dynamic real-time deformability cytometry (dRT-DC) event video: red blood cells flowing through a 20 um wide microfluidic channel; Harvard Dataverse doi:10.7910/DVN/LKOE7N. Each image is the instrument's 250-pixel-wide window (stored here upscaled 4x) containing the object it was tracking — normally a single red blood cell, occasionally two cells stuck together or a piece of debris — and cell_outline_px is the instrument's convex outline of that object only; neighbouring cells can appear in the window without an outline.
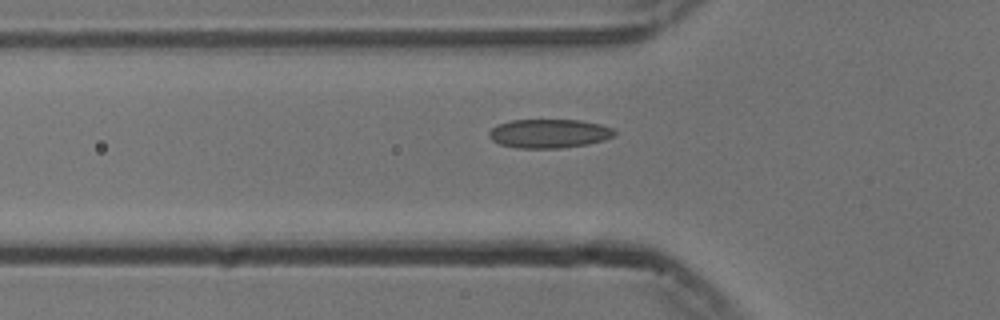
{"species": "common noctule bat (a hibernating species)", "species_latin": "Nyctalus noctula", "temperature_condition": "cold", "stored_images_in_passage": 39, "camera_frame_rate_fps": 3000, "um_per_image_px": 0.085, "animal": {"sex": "male", "body_mass_g": 13.3}, "frame": {"image": 1, "passage_image": 9, "time_ms": 2.667, "image_size_px": [1000, 320], "cell_outline_px": [[616, 136], [604, 140], [588, 144], [560, 148], [516, 148], [500, 144], [492, 140], [488, 136], [488, 132], [496, 124], [512, 120], [580, 120], [600, 124], [612, 128], [616, 132]], "centroid_in_image_um": [46.67, 11.35], "position_along_channel_um": 79.1, "area_um2": 21.27}}
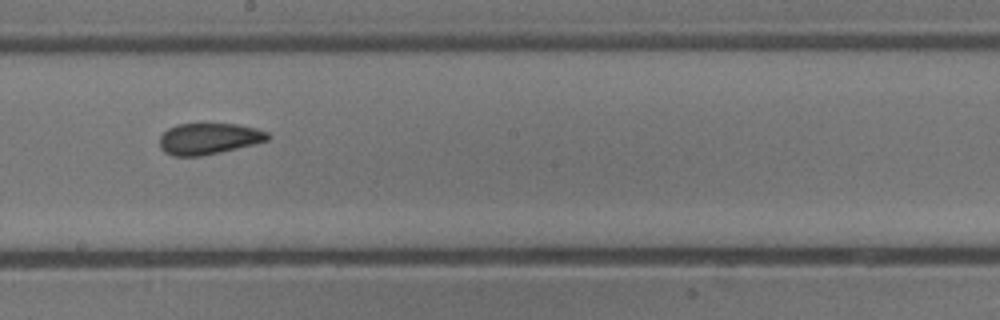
{"frame": {"image": 2, "passage_image": 21, "time_ms": 6.667, "image_size_px": [1000, 320], "cell_outline_px": [[272, 136], [268, 140], [220, 152], [200, 156], [172, 156], [164, 152], [160, 148], [160, 136], [168, 128], [176, 124], [236, 124], [256, 128], [268, 132]], "centroid_in_image_um": [17.73, 11.78], "position_along_channel_um": 230.5, "area_um2": 19.65}}
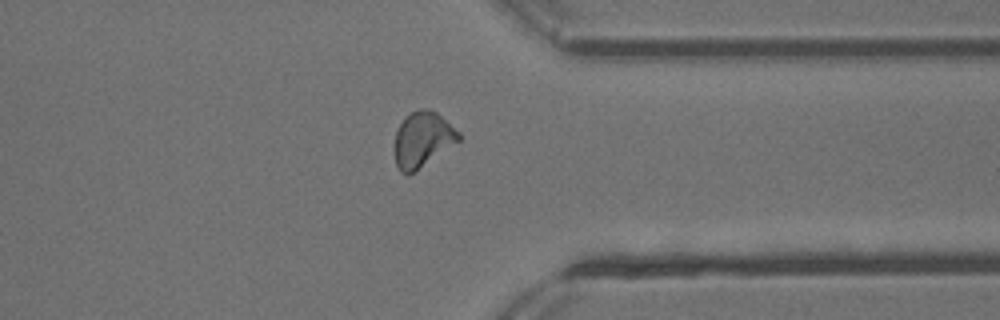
{"frame": {"image": 3, "passage_image": 33, "time_ms": 10.667, "image_size_px": [1000, 320], "cell_outline_px": [[460, 140], [408, 176], [400, 172], [396, 164], [396, 132], [400, 124], [412, 112], [420, 108], [428, 108], [436, 112], [460, 132]], "centroid_in_image_um": [35.93, 11.86], "position_along_channel_um": 375.5, "area_um2": 20.23}}